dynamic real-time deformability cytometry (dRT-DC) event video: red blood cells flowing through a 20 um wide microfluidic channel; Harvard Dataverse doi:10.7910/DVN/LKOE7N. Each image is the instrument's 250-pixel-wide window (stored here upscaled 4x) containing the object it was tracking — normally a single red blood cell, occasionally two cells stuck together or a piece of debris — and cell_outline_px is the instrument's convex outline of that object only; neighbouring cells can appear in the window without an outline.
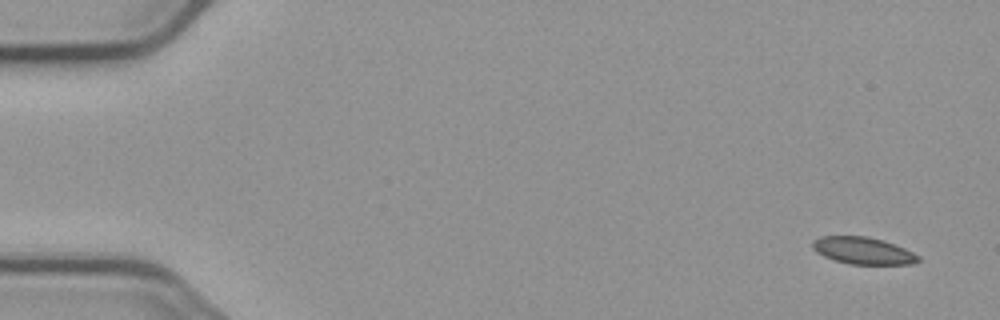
{"species": "common noctule bat (a hibernating species)", "species_latin": "Nyctalus noctula", "temperature_condition": "cold", "stored_images_in_passage": 5, "camera_frame_rate_fps": 3000, "um_per_image_px": 0.085, "animal": {"sex": "male", "body_mass_g": 23.1, "forearm_length_mm": 52.7}, "frame": {"image": 1, "passage_image": 1, "time_ms": 0.0, "image_size_px": [1000, 320], "cell_outline_px": [[920, 260], [916, 264], [848, 264], [824, 256], [816, 252], [812, 248], [812, 240], [820, 236], [868, 236], [884, 240], [904, 248], [920, 256]], "centroid_in_image_um": [73.36, 21.3], "position_along_channel_um": 11.6, "area_um2": 16.76}}
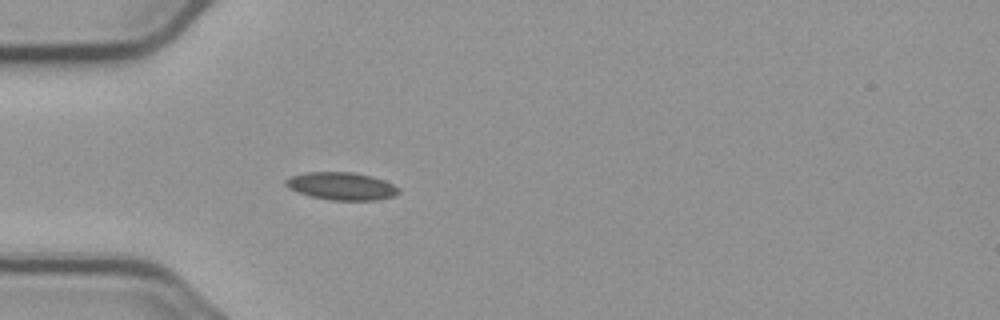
{"frame": {"image": 2, "passage_image": 5, "time_ms": 4.667, "image_size_px": [1000, 320], "cell_outline_px": [[400, 192], [396, 196], [380, 200], [332, 200], [312, 196], [288, 188], [284, 184], [284, 180], [292, 176], [308, 172], [352, 172], [372, 176], [384, 180], [400, 188]], "centroid_in_image_um": [29.08, 15.82], "position_along_channel_um": 55.9, "area_um2": 18.21}}